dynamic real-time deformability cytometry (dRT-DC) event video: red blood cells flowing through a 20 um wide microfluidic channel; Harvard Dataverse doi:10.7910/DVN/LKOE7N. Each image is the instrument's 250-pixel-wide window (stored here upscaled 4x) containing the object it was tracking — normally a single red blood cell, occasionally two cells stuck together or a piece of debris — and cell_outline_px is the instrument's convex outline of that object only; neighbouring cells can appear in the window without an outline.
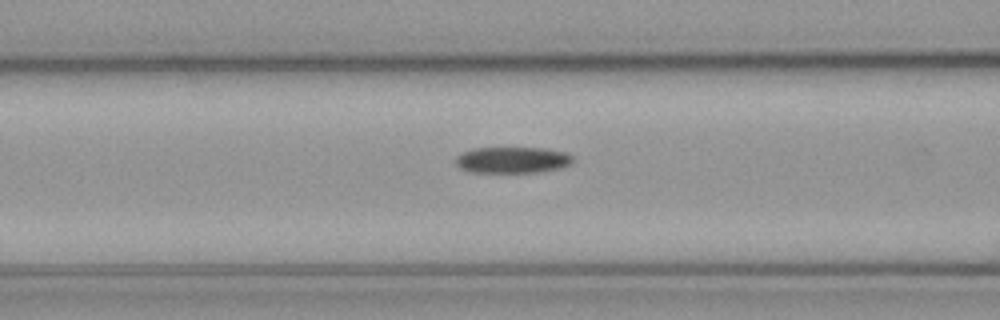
{"species": "common noctule bat (a hibernating species)", "species_latin": "Nyctalus noctula", "temperature_condition": "cold", "stored_images_in_passage": 18, "camera_frame_rate_fps": 3000, "um_per_image_px": 0.085, "animal": {"sex": "male", "body_mass_g": 23.1, "forearm_length_mm": 52.7}, "frame": {"image": 1, "passage_image": 16, "time_ms": 5.0, "image_size_px": [1000, 320], "cell_outline_px": [[572, 160], [568, 164], [560, 168], [536, 172], [468, 172], [460, 168], [456, 164], [456, 156], [472, 148], [544, 148], [564, 152], [572, 156]], "centroid_in_image_um": [43.51, 13.59], "position_along_channel_um": 123.1, "area_um2": 17.74}}